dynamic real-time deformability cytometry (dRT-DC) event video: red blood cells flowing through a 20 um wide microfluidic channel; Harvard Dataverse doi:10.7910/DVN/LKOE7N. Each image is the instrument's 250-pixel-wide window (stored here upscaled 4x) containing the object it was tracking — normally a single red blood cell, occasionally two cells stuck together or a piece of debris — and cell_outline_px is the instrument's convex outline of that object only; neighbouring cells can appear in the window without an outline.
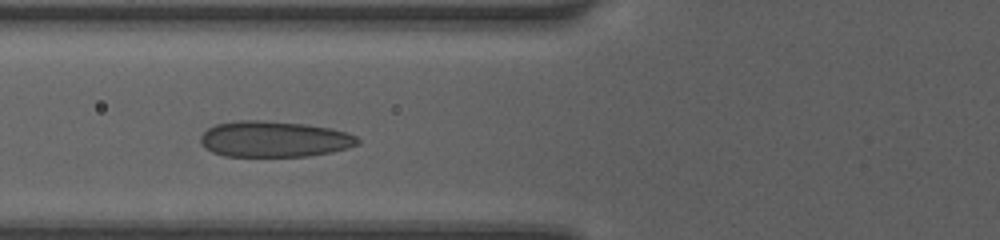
{"species": "human", "species_latin": "Homo sapiens", "temperature_condition": "room temperature", "stored_images_in_passage": 7, "camera_frame_rate_fps": 3000, "um_per_image_px": 0.085, "donor": {"sex": "female"}, "frame": {"image": 1, "passage_image": 3, "time_ms": 0.667, "image_size_px": [1000, 240], "cell_outline_px": [[360, 144], [348, 148], [332, 152], [308, 156], [224, 156], [212, 152], [204, 148], [200, 144], [200, 136], [208, 128], [216, 124], [240, 120], [260, 120], [304, 124], [332, 128], [348, 132], [356, 136], [360, 140]], "centroid_in_image_um": [23.31, 11.83], "position_along_channel_um": 102.5, "area_um2": 33.18}}
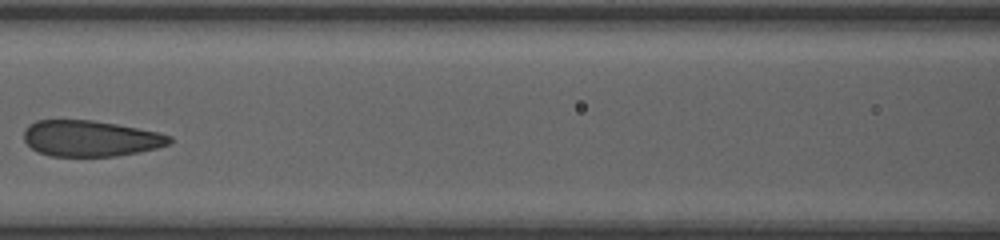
{"frame": {"image": 2, "passage_image": 5, "time_ms": 1.333, "image_size_px": [1000, 240], "cell_outline_px": [[172, 144], [140, 152], [116, 156], [48, 156], [36, 152], [24, 140], [24, 132], [28, 124], [36, 120], [92, 120], [116, 124], [156, 132], [172, 136]], "centroid_in_image_um": [7.68, 11.77], "position_along_channel_um": 158.9, "area_um2": 30.63}}
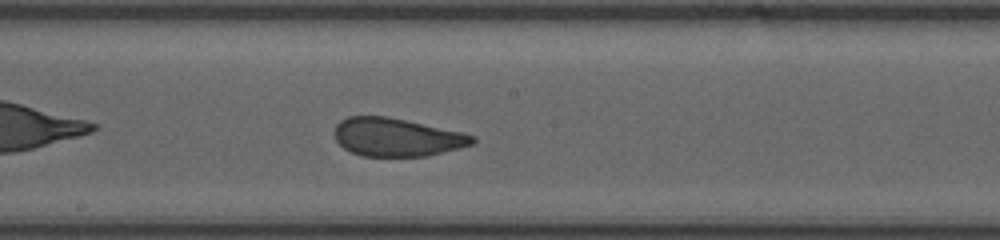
{"frame": {"image": 3, "passage_image": 7, "time_ms": 2.0, "image_size_px": [1000, 240], "cell_outline_px": [[476, 140], [472, 144], [428, 156], [360, 156], [344, 148], [336, 140], [332, 132], [336, 124], [340, 120], [348, 116], [388, 116], [464, 132], [476, 136]], "centroid_in_image_um": [33.7, 11.65], "position_along_channel_um": 214.5, "area_um2": 30.98}}